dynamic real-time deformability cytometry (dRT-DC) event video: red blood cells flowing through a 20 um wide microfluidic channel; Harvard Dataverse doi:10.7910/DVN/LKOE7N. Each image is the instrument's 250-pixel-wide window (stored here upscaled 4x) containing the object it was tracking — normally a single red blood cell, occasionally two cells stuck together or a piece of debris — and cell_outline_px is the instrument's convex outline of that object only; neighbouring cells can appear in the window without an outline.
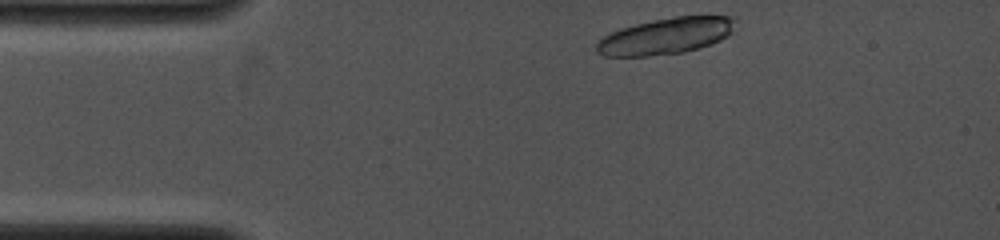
{"species": "common noctule bat (a hibernating species)", "species_latin": "Nyctalus noctula", "temperature_condition": "cold", "stored_images_in_passage": 2, "camera_frame_rate_fps": 4000, "um_per_image_px": 0.085, "animal": {"sex": "female", "body_mass_g": 19.0, "forearm_length_mm": 53.3}, "frame": {"image": 1, "passage_image": 1, "time_ms": 0.0, "image_size_px": [1000, 240], "cell_outline_px": [[736, 16], [732, 32], [728, 36], [720, 40], [700, 48], [684, 52], [648, 56], [604, 56], [596, 52], [596, 40], [620, 28], [652, 20], [672, 16], [708, 12]], "centroid_in_image_um": [56.69, 3.0], "position_along_channel_um": 28.3, "area_um2": 30.46}}